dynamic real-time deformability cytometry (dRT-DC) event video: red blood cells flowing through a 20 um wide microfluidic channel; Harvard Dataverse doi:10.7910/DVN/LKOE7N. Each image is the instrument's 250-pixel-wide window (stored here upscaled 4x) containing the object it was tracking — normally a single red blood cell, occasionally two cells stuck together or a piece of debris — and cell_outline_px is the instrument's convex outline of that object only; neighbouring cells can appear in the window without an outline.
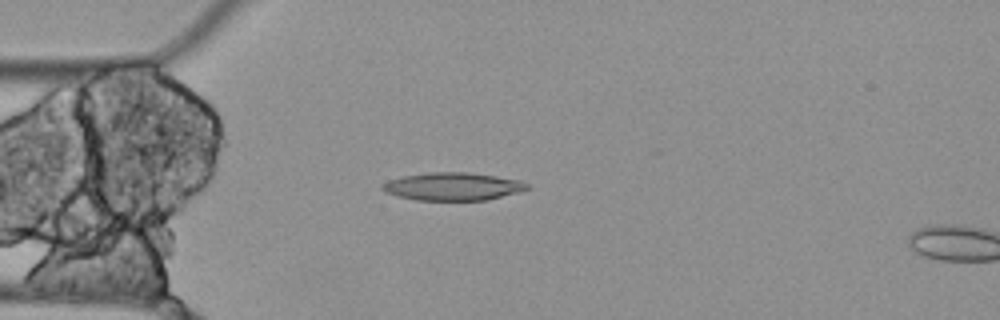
{"species": "Egyptian fruit bat (a non-hibernating species)", "species_latin": "Rousettus aegyptiacus", "temperature_condition": "cold", "stored_images_in_passage": 5, "camera_frame_rate_fps": 3000, "um_per_image_px": 0.085, "animal": {"sex": "female"}, "frame": {"image": 1, "passage_image": 4, "time_ms": 1.0, "image_size_px": [1000, 320], "cell_outline_px": [[528, 188], [520, 192], [488, 200], [416, 200], [396, 196], [384, 192], [380, 188], [380, 184], [388, 180], [404, 176], [428, 172], [468, 172], [496, 176], [520, 180], [528, 184]], "centroid_in_image_um": [38.45, 15.85], "position_along_channel_um": 46.5, "area_um2": 23.7}}